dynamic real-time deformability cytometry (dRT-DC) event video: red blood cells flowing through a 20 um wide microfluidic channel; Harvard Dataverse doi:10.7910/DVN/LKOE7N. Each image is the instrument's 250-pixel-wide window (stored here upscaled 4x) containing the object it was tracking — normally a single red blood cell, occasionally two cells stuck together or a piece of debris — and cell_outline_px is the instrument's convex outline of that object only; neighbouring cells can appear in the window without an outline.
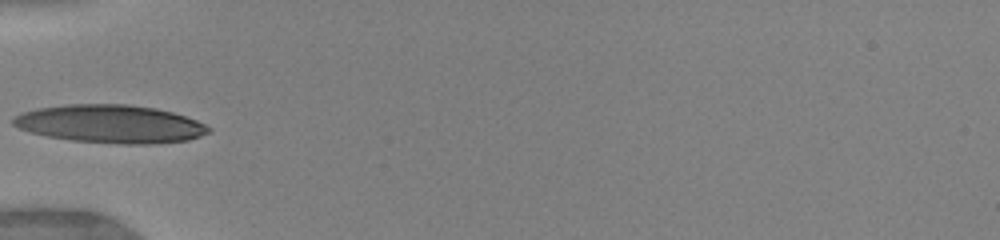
{"species": "human", "species_latin": "Homo sapiens", "temperature_condition": "warm", "stored_images_in_passage": 38, "camera_frame_rate_fps": 3000, "um_per_image_px": 0.085, "donor": {"sex": "female"}, "frame": {"image": 1, "passage_image": 1, "time_ms": 0.0, "image_size_px": [1000, 240], "cell_outline_px": [[212, 132], [188, 140], [152, 144], [120, 144], [72, 140], [48, 136], [32, 132], [20, 128], [12, 124], [12, 116], [20, 112], [36, 108], [68, 104], [128, 104], [156, 108], [172, 112], [196, 120], [212, 128]], "centroid_in_image_um": [9.38, 10.53], "position_along_channel_um": 75.6, "area_um2": 43.52}}
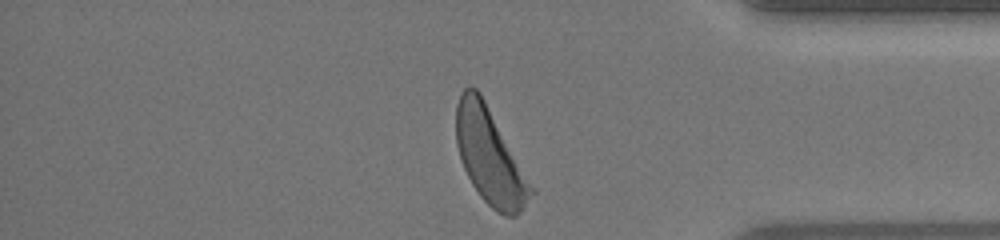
{"frame": {"image": 2, "passage_image": 37, "time_ms": 8.333, "image_size_px": [1000, 240], "cell_outline_px": [[536, 192], [524, 208], [516, 216], [504, 216], [496, 212], [480, 196], [472, 184], [464, 168], [456, 144], [456, 104], [460, 92], [464, 88], [476, 88], [480, 92], [536, 188]], "centroid_in_image_um": [41.68, 13.32], "position_along_channel_um": 393.5, "area_um2": 42.14}, "authors_computed_cell_mechanics": {"area_um2": 40.6912, "velocity_mm_per_s": 4.0019, "shape_relaxation_time_tau1_ms": 2.2254, "shape_relaxation_time_tau2_ms": null, "deformation_change_tau1": 0.1518, "deformation_change_tau2": null}}